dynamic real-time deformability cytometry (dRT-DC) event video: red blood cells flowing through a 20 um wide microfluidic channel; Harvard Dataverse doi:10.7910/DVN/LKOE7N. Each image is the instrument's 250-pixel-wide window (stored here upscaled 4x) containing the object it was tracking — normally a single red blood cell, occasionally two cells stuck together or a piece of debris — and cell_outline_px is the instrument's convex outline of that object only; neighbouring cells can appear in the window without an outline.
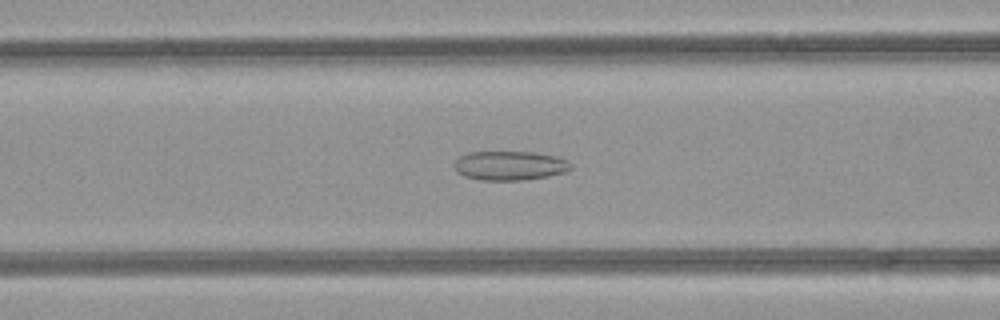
{"species": "common noctule bat (a hibernating species)", "species_latin": "Nyctalus noctula", "temperature_condition": "room temperature", "stored_images_in_passage": 49, "camera_frame_rate_fps": 3000, "um_per_image_px": 0.085, "animal": {"sex": "female", "body_mass_g": 21.9}, "frame": {"image": 1, "passage_image": 20, "time_ms": 6.333, "image_size_px": [1000, 320], "cell_outline_px": [[572, 168], [564, 172], [548, 176], [520, 180], [480, 180], [464, 176], [456, 172], [456, 160], [460, 156], [468, 152], [536, 152], [556, 156], [568, 160], [572, 164]], "centroid_in_image_um": [43.36, 14.07], "position_along_channel_um": 123.2, "area_um2": 19.83}}
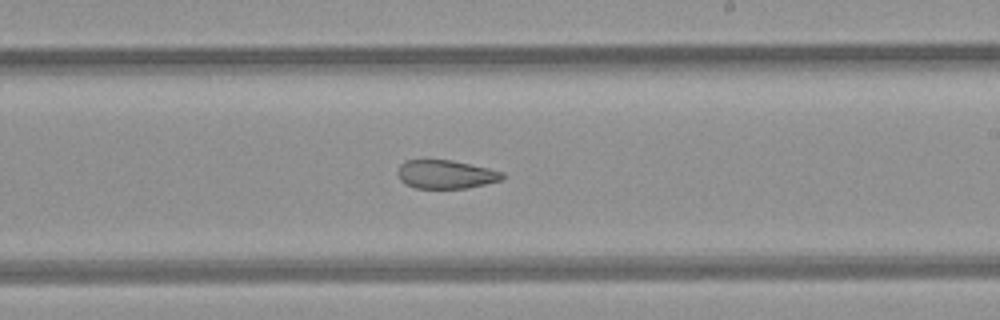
{"frame": {"image": 2, "passage_image": 29, "time_ms": 9.333, "image_size_px": [1000, 320], "cell_outline_px": [[504, 180], [468, 188], [416, 188], [404, 184], [400, 180], [396, 172], [400, 164], [404, 160], [452, 160], [488, 168], [504, 172]], "centroid_in_image_um": [37.88, 14.82], "position_along_channel_um": 251.1, "area_um2": 17.63}}
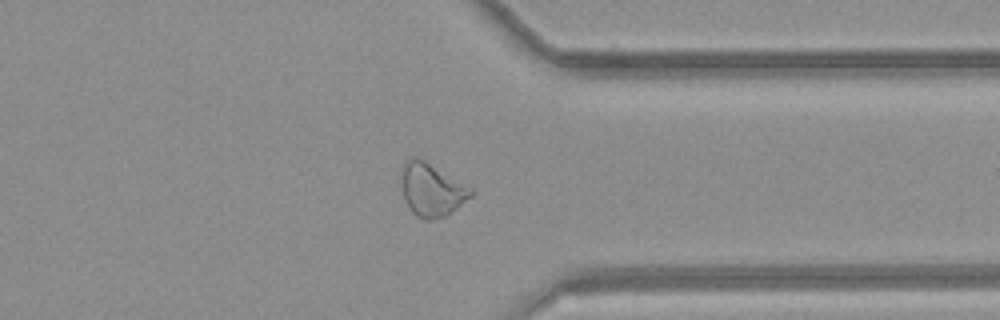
{"frame": {"image": 3, "passage_image": 38, "time_ms": 12.333, "image_size_px": [1000, 320], "cell_outline_px": [[476, 192], [472, 196], [456, 208], [444, 216], [432, 220], [424, 220], [416, 216], [412, 212], [404, 200], [400, 184], [400, 168], [404, 160], [412, 156], [416, 156], [424, 160], [472, 188]], "centroid_in_image_um": [36.63, 16.1], "position_along_channel_um": 374.8, "area_um2": 21.85}, "authors_computed_cell_mechanics": {"area_um2": 23.12, "velocity_mm_per_s": 4.2574, "shape_relaxation_time_tau1_ms": null, "shape_relaxation_time_tau2_ms": 2.1328, "deformation_change_tau1": null, "deformation_change_tau2": 0.0896}}